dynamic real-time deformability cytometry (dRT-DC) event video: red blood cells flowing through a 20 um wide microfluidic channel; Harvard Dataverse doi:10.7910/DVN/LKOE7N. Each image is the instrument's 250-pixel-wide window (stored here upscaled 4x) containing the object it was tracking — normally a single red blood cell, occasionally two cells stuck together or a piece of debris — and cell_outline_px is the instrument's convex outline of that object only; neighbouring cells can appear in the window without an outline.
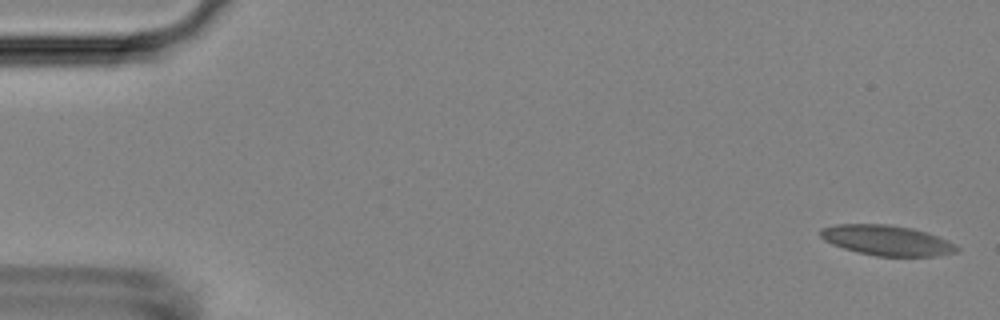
{"species": "Egyptian fruit bat (a non-hibernating species)", "species_latin": "Rousettus aegyptiacus", "temperature_condition": "room temperature", "stored_images_in_passage": 56, "camera_frame_rate_fps": 3000, "um_per_image_px": 0.085, "animal": {"sex": "female"}, "frame": {"image": 1, "passage_image": 2, "time_ms": 0.333, "image_size_px": [1000, 320], "cell_outline_px": [[960, 252], [936, 256], [876, 256], [844, 248], [832, 244], [824, 240], [820, 236], [820, 228], [836, 224], [888, 224], [912, 228], [948, 240], [956, 244], [960, 248]], "centroid_in_image_um": [75.41, 20.43], "position_along_channel_um": 9.6, "area_um2": 24.04}}
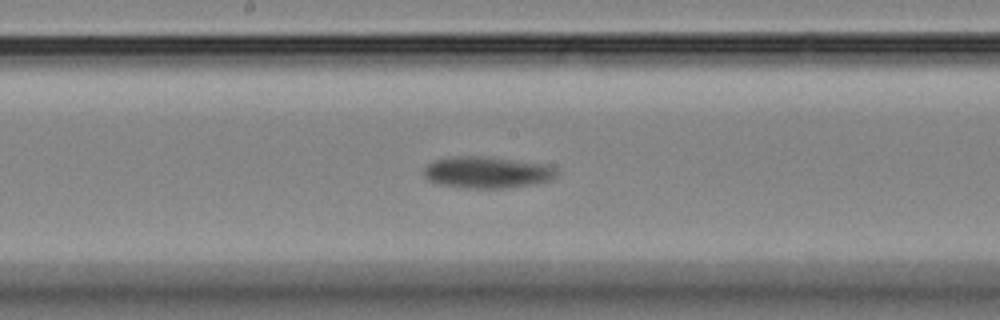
{"frame": {"image": 2, "passage_image": 30, "time_ms": 9.667, "image_size_px": [1000, 320], "cell_outline_px": [[560, 172], [552, 180], [540, 184], [508, 188], [464, 188], [436, 184], [428, 180], [424, 176], [424, 168], [432, 160], [448, 156], [492, 156], [548, 164], [560, 168]], "centroid_in_image_um": [41.48, 14.64], "position_along_channel_um": 206.7, "area_um2": 25.55}}
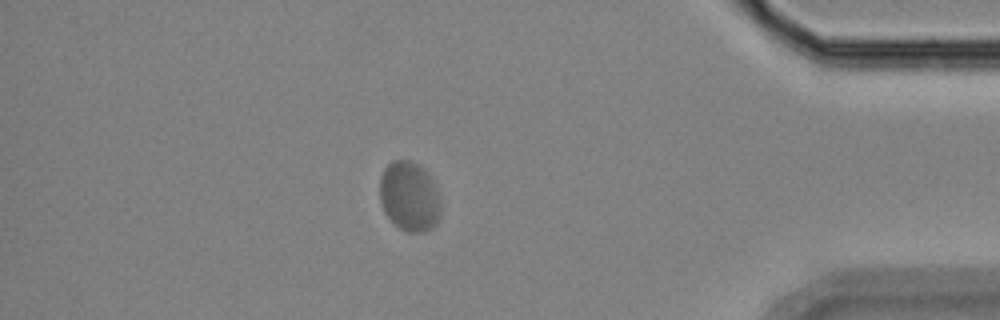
{"frame": {"image": 3, "passage_image": 49, "time_ms": 16.0, "image_size_px": [1000, 320], "cell_outline_px": [[440, 216], [436, 224], [432, 228], [424, 232], [408, 232], [400, 228], [384, 212], [380, 200], [380, 176], [384, 168], [392, 160], [408, 160], [416, 164], [428, 172], [440, 196]], "centroid_in_image_um": [34.81, 16.7], "position_along_channel_um": 400.4, "area_um2": 24.85}, "authors_computed_cell_mechanics": {"area_um2": 24.4783, "velocity_mm_per_s": 3.6082, "shape_relaxation_time_tau1_ms": 2.085, "shape_relaxation_time_tau2_ms": null, "deformation_change_tau1": 0.0925, "deformation_change_tau2": null}}